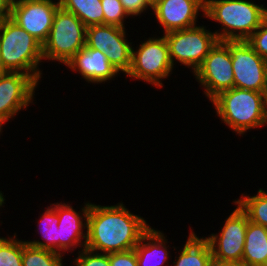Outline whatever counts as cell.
Returning a JSON list of instances; mask_svg holds the SVG:
<instances>
[{
  "instance_id": "cell-1",
  "label": "cell",
  "mask_w": 267,
  "mask_h": 266,
  "mask_svg": "<svg viewBox=\"0 0 267 266\" xmlns=\"http://www.w3.org/2000/svg\"><path fill=\"white\" fill-rule=\"evenodd\" d=\"M150 228L145 218L131 213L122 201L111 206L91 203L85 248L105 254L129 251Z\"/></svg>"
},
{
  "instance_id": "cell-2",
  "label": "cell",
  "mask_w": 267,
  "mask_h": 266,
  "mask_svg": "<svg viewBox=\"0 0 267 266\" xmlns=\"http://www.w3.org/2000/svg\"><path fill=\"white\" fill-rule=\"evenodd\" d=\"M267 16V6L252 0H205L204 18L221 25L218 41L247 40Z\"/></svg>"
},
{
  "instance_id": "cell-3",
  "label": "cell",
  "mask_w": 267,
  "mask_h": 266,
  "mask_svg": "<svg viewBox=\"0 0 267 266\" xmlns=\"http://www.w3.org/2000/svg\"><path fill=\"white\" fill-rule=\"evenodd\" d=\"M43 60L40 41L10 18L0 22V71L22 72L39 83Z\"/></svg>"
},
{
  "instance_id": "cell-4",
  "label": "cell",
  "mask_w": 267,
  "mask_h": 266,
  "mask_svg": "<svg viewBox=\"0 0 267 266\" xmlns=\"http://www.w3.org/2000/svg\"><path fill=\"white\" fill-rule=\"evenodd\" d=\"M210 102L221 121L238 136L267 126V108L262 92L233 87L220 92Z\"/></svg>"
},
{
  "instance_id": "cell-5",
  "label": "cell",
  "mask_w": 267,
  "mask_h": 266,
  "mask_svg": "<svg viewBox=\"0 0 267 266\" xmlns=\"http://www.w3.org/2000/svg\"><path fill=\"white\" fill-rule=\"evenodd\" d=\"M84 23L74 14L59 7L47 40L43 43L44 61H58L66 65L74 55L85 47Z\"/></svg>"
},
{
  "instance_id": "cell-6",
  "label": "cell",
  "mask_w": 267,
  "mask_h": 266,
  "mask_svg": "<svg viewBox=\"0 0 267 266\" xmlns=\"http://www.w3.org/2000/svg\"><path fill=\"white\" fill-rule=\"evenodd\" d=\"M156 37L144 39L137 49L132 46L131 67L126 77L162 88V81L173 74L174 67L165 36Z\"/></svg>"
},
{
  "instance_id": "cell-7",
  "label": "cell",
  "mask_w": 267,
  "mask_h": 266,
  "mask_svg": "<svg viewBox=\"0 0 267 266\" xmlns=\"http://www.w3.org/2000/svg\"><path fill=\"white\" fill-rule=\"evenodd\" d=\"M163 35L169 47V56L173 67L175 68L177 60L180 65L191 69L193 74L218 41L215 33L203 25L174 30Z\"/></svg>"
},
{
  "instance_id": "cell-8",
  "label": "cell",
  "mask_w": 267,
  "mask_h": 266,
  "mask_svg": "<svg viewBox=\"0 0 267 266\" xmlns=\"http://www.w3.org/2000/svg\"><path fill=\"white\" fill-rule=\"evenodd\" d=\"M193 76L204 88L209 101L220 92L233 88L234 73L228 41H217Z\"/></svg>"
},
{
  "instance_id": "cell-9",
  "label": "cell",
  "mask_w": 267,
  "mask_h": 266,
  "mask_svg": "<svg viewBox=\"0 0 267 266\" xmlns=\"http://www.w3.org/2000/svg\"><path fill=\"white\" fill-rule=\"evenodd\" d=\"M126 31L125 28L107 24L88 26L85 47L104 52L109 63L126 75L131 67L133 46L126 37Z\"/></svg>"
},
{
  "instance_id": "cell-10",
  "label": "cell",
  "mask_w": 267,
  "mask_h": 266,
  "mask_svg": "<svg viewBox=\"0 0 267 266\" xmlns=\"http://www.w3.org/2000/svg\"><path fill=\"white\" fill-rule=\"evenodd\" d=\"M233 203L236 208L225 219L221 231L205 239L210 244L213 258L241 264L249 218L237 203Z\"/></svg>"
},
{
  "instance_id": "cell-11",
  "label": "cell",
  "mask_w": 267,
  "mask_h": 266,
  "mask_svg": "<svg viewBox=\"0 0 267 266\" xmlns=\"http://www.w3.org/2000/svg\"><path fill=\"white\" fill-rule=\"evenodd\" d=\"M232 60L234 87L262 92L267 72V61L246 40L228 41Z\"/></svg>"
},
{
  "instance_id": "cell-12",
  "label": "cell",
  "mask_w": 267,
  "mask_h": 266,
  "mask_svg": "<svg viewBox=\"0 0 267 266\" xmlns=\"http://www.w3.org/2000/svg\"><path fill=\"white\" fill-rule=\"evenodd\" d=\"M39 84L31 75L0 71V118L8 122L35 104L33 99Z\"/></svg>"
},
{
  "instance_id": "cell-13",
  "label": "cell",
  "mask_w": 267,
  "mask_h": 266,
  "mask_svg": "<svg viewBox=\"0 0 267 266\" xmlns=\"http://www.w3.org/2000/svg\"><path fill=\"white\" fill-rule=\"evenodd\" d=\"M59 7V0H17L12 2L10 19L43 44Z\"/></svg>"
},
{
  "instance_id": "cell-14",
  "label": "cell",
  "mask_w": 267,
  "mask_h": 266,
  "mask_svg": "<svg viewBox=\"0 0 267 266\" xmlns=\"http://www.w3.org/2000/svg\"><path fill=\"white\" fill-rule=\"evenodd\" d=\"M90 204L89 201L84 203V207L77 212L70 203H56L59 218V254L64 256L66 251L85 248Z\"/></svg>"
},
{
  "instance_id": "cell-15",
  "label": "cell",
  "mask_w": 267,
  "mask_h": 266,
  "mask_svg": "<svg viewBox=\"0 0 267 266\" xmlns=\"http://www.w3.org/2000/svg\"><path fill=\"white\" fill-rule=\"evenodd\" d=\"M152 12L165 34L198 25L200 12L204 16L205 0H160Z\"/></svg>"
},
{
  "instance_id": "cell-16",
  "label": "cell",
  "mask_w": 267,
  "mask_h": 266,
  "mask_svg": "<svg viewBox=\"0 0 267 266\" xmlns=\"http://www.w3.org/2000/svg\"><path fill=\"white\" fill-rule=\"evenodd\" d=\"M75 71L88 83L101 84L114 80L120 74L100 50L84 47L65 65Z\"/></svg>"
},
{
  "instance_id": "cell-17",
  "label": "cell",
  "mask_w": 267,
  "mask_h": 266,
  "mask_svg": "<svg viewBox=\"0 0 267 266\" xmlns=\"http://www.w3.org/2000/svg\"><path fill=\"white\" fill-rule=\"evenodd\" d=\"M164 235L162 231L151 227L142 236L134 248L138 266H165V263L169 266L170 246H167L169 242Z\"/></svg>"
},
{
  "instance_id": "cell-18",
  "label": "cell",
  "mask_w": 267,
  "mask_h": 266,
  "mask_svg": "<svg viewBox=\"0 0 267 266\" xmlns=\"http://www.w3.org/2000/svg\"><path fill=\"white\" fill-rule=\"evenodd\" d=\"M243 266H267V228L248 221L243 249Z\"/></svg>"
},
{
  "instance_id": "cell-19",
  "label": "cell",
  "mask_w": 267,
  "mask_h": 266,
  "mask_svg": "<svg viewBox=\"0 0 267 266\" xmlns=\"http://www.w3.org/2000/svg\"><path fill=\"white\" fill-rule=\"evenodd\" d=\"M175 256L172 266H209L212 260V251L209 242L197 236L191 229L185 244Z\"/></svg>"
},
{
  "instance_id": "cell-20",
  "label": "cell",
  "mask_w": 267,
  "mask_h": 266,
  "mask_svg": "<svg viewBox=\"0 0 267 266\" xmlns=\"http://www.w3.org/2000/svg\"><path fill=\"white\" fill-rule=\"evenodd\" d=\"M43 211V214H40L39 222H37L40 228L37 231L38 234L40 233L42 241H39L40 239H34L33 241L25 240V242L33 247L59 253V218L56 212V203L50 204V206L46 207V210Z\"/></svg>"
},
{
  "instance_id": "cell-21",
  "label": "cell",
  "mask_w": 267,
  "mask_h": 266,
  "mask_svg": "<svg viewBox=\"0 0 267 266\" xmlns=\"http://www.w3.org/2000/svg\"><path fill=\"white\" fill-rule=\"evenodd\" d=\"M59 5L74 13L86 27L104 24L101 0H59Z\"/></svg>"
},
{
  "instance_id": "cell-22",
  "label": "cell",
  "mask_w": 267,
  "mask_h": 266,
  "mask_svg": "<svg viewBox=\"0 0 267 266\" xmlns=\"http://www.w3.org/2000/svg\"><path fill=\"white\" fill-rule=\"evenodd\" d=\"M241 194L240 199L233 200L247 214L249 221L267 228V191L259 188L257 194Z\"/></svg>"
},
{
  "instance_id": "cell-23",
  "label": "cell",
  "mask_w": 267,
  "mask_h": 266,
  "mask_svg": "<svg viewBox=\"0 0 267 266\" xmlns=\"http://www.w3.org/2000/svg\"><path fill=\"white\" fill-rule=\"evenodd\" d=\"M63 255L54 251L33 247L23 240V266H65Z\"/></svg>"
},
{
  "instance_id": "cell-24",
  "label": "cell",
  "mask_w": 267,
  "mask_h": 266,
  "mask_svg": "<svg viewBox=\"0 0 267 266\" xmlns=\"http://www.w3.org/2000/svg\"><path fill=\"white\" fill-rule=\"evenodd\" d=\"M13 234L9 238L0 236V266H23V241L17 239V233Z\"/></svg>"
},
{
  "instance_id": "cell-25",
  "label": "cell",
  "mask_w": 267,
  "mask_h": 266,
  "mask_svg": "<svg viewBox=\"0 0 267 266\" xmlns=\"http://www.w3.org/2000/svg\"><path fill=\"white\" fill-rule=\"evenodd\" d=\"M104 24L125 28L129 15L124 10L120 0H101Z\"/></svg>"
},
{
  "instance_id": "cell-26",
  "label": "cell",
  "mask_w": 267,
  "mask_h": 266,
  "mask_svg": "<svg viewBox=\"0 0 267 266\" xmlns=\"http://www.w3.org/2000/svg\"><path fill=\"white\" fill-rule=\"evenodd\" d=\"M78 250L73 266H110L109 254L91 251L87 248Z\"/></svg>"
},
{
  "instance_id": "cell-27",
  "label": "cell",
  "mask_w": 267,
  "mask_h": 266,
  "mask_svg": "<svg viewBox=\"0 0 267 266\" xmlns=\"http://www.w3.org/2000/svg\"><path fill=\"white\" fill-rule=\"evenodd\" d=\"M246 41L267 61V16Z\"/></svg>"
},
{
  "instance_id": "cell-28",
  "label": "cell",
  "mask_w": 267,
  "mask_h": 266,
  "mask_svg": "<svg viewBox=\"0 0 267 266\" xmlns=\"http://www.w3.org/2000/svg\"><path fill=\"white\" fill-rule=\"evenodd\" d=\"M110 266H138L135 249L110 253Z\"/></svg>"
},
{
  "instance_id": "cell-29",
  "label": "cell",
  "mask_w": 267,
  "mask_h": 266,
  "mask_svg": "<svg viewBox=\"0 0 267 266\" xmlns=\"http://www.w3.org/2000/svg\"><path fill=\"white\" fill-rule=\"evenodd\" d=\"M124 10L131 17L139 16L150 9L144 0H120Z\"/></svg>"
},
{
  "instance_id": "cell-30",
  "label": "cell",
  "mask_w": 267,
  "mask_h": 266,
  "mask_svg": "<svg viewBox=\"0 0 267 266\" xmlns=\"http://www.w3.org/2000/svg\"><path fill=\"white\" fill-rule=\"evenodd\" d=\"M11 0H0V22L10 18L11 15Z\"/></svg>"
},
{
  "instance_id": "cell-31",
  "label": "cell",
  "mask_w": 267,
  "mask_h": 266,
  "mask_svg": "<svg viewBox=\"0 0 267 266\" xmlns=\"http://www.w3.org/2000/svg\"><path fill=\"white\" fill-rule=\"evenodd\" d=\"M209 266H243V265L236 262L220 261L215 258H212Z\"/></svg>"
},
{
  "instance_id": "cell-32",
  "label": "cell",
  "mask_w": 267,
  "mask_h": 266,
  "mask_svg": "<svg viewBox=\"0 0 267 266\" xmlns=\"http://www.w3.org/2000/svg\"><path fill=\"white\" fill-rule=\"evenodd\" d=\"M262 96L264 98V102L267 108V72H266V77H265V82H264V88L262 91Z\"/></svg>"
},
{
  "instance_id": "cell-33",
  "label": "cell",
  "mask_w": 267,
  "mask_h": 266,
  "mask_svg": "<svg viewBox=\"0 0 267 266\" xmlns=\"http://www.w3.org/2000/svg\"><path fill=\"white\" fill-rule=\"evenodd\" d=\"M147 4V6L152 10L160 0H144Z\"/></svg>"
},
{
  "instance_id": "cell-34",
  "label": "cell",
  "mask_w": 267,
  "mask_h": 266,
  "mask_svg": "<svg viewBox=\"0 0 267 266\" xmlns=\"http://www.w3.org/2000/svg\"><path fill=\"white\" fill-rule=\"evenodd\" d=\"M3 194H4V193H3L2 191H0V208H1V207H4V206H3V205L5 204L4 201L6 200V199L4 198L5 196H4ZM0 223H1V225H2L3 222L1 221Z\"/></svg>"
},
{
  "instance_id": "cell-35",
  "label": "cell",
  "mask_w": 267,
  "mask_h": 266,
  "mask_svg": "<svg viewBox=\"0 0 267 266\" xmlns=\"http://www.w3.org/2000/svg\"><path fill=\"white\" fill-rule=\"evenodd\" d=\"M6 123V121H4L3 119L0 118V135L3 132V126H5L4 124Z\"/></svg>"
}]
</instances>
